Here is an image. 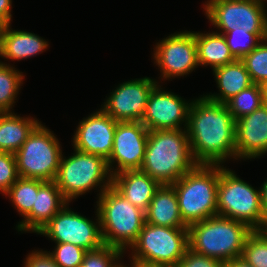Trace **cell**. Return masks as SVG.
Returning a JSON list of instances; mask_svg holds the SVG:
<instances>
[{"mask_svg":"<svg viewBox=\"0 0 267 267\" xmlns=\"http://www.w3.org/2000/svg\"><path fill=\"white\" fill-rule=\"evenodd\" d=\"M235 124L226 104L205 96L192 100L186 131L195 162L222 165L235 159Z\"/></svg>","mask_w":267,"mask_h":267,"instance_id":"cell-1","label":"cell"},{"mask_svg":"<svg viewBox=\"0 0 267 267\" xmlns=\"http://www.w3.org/2000/svg\"><path fill=\"white\" fill-rule=\"evenodd\" d=\"M196 165L186 129L149 131L142 172L161 185L173 184Z\"/></svg>","mask_w":267,"mask_h":267,"instance_id":"cell-2","label":"cell"},{"mask_svg":"<svg viewBox=\"0 0 267 267\" xmlns=\"http://www.w3.org/2000/svg\"><path fill=\"white\" fill-rule=\"evenodd\" d=\"M252 231L242 222L216 215L188 226V244L194 252L225 264L242 256Z\"/></svg>","mask_w":267,"mask_h":267,"instance_id":"cell-3","label":"cell"},{"mask_svg":"<svg viewBox=\"0 0 267 267\" xmlns=\"http://www.w3.org/2000/svg\"><path fill=\"white\" fill-rule=\"evenodd\" d=\"M96 203L104 245L124 252L138 238L145 224V211L134 206L112 185L98 196Z\"/></svg>","mask_w":267,"mask_h":267,"instance_id":"cell-4","label":"cell"},{"mask_svg":"<svg viewBox=\"0 0 267 267\" xmlns=\"http://www.w3.org/2000/svg\"><path fill=\"white\" fill-rule=\"evenodd\" d=\"M218 182L219 165L197 164L172 184L187 226L217 215Z\"/></svg>","mask_w":267,"mask_h":267,"instance_id":"cell-5","label":"cell"},{"mask_svg":"<svg viewBox=\"0 0 267 267\" xmlns=\"http://www.w3.org/2000/svg\"><path fill=\"white\" fill-rule=\"evenodd\" d=\"M217 215L246 224L252 230H264L261 189L256 190L234 171L219 165Z\"/></svg>","mask_w":267,"mask_h":267,"instance_id":"cell-6","label":"cell"},{"mask_svg":"<svg viewBox=\"0 0 267 267\" xmlns=\"http://www.w3.org/2000/svg\"><path fill=\"white\" fill-rule=\"evenodd\" d=\"M63 157L62 154L55 182L68 202L97 186L100 196L112 185V175L103 157L75 148L73 155Z\"/></svg>","mask_w":267,"mask_h":267,"instance_id":"cell-7","label":"cell"},{"mask_svg":"<svg viewBox=\"0 0 267 267\" xmlns=\"http://www.w3.org/2000/svg\"><path fill=\"white\" fill-rule=\"evenodd\" d=\"M60 145L40 122L15 153L19 177L55 181L62 156Z\"/></svg>","mask_w":267,"mask_h":267,"instance_id":"cell-8","label":"cell"},{"mask_svg":"<svg viewBox=\"0 0 267 267\" xmlns=\"http://www.w3.org/2000/svg\"><path fill=\"white\" fill-rule=\"evenodd\" d=\"M188 244V227H165L145 222L131 245V263H153L177 266Z\"/></svg>","mask_w":267,"mask_h":267,"instance_id":"cell-9","label":"cell"},{"mask_svg":"<svg viewBox=\"0 0 267 267\" xmlns=\"http://www.w3.org/2000/svg\"><path fill=\"white\" fill-rule=\"evenodd\" d=\"M267 0H208L207 18L220 32L243 28L248 33H267Z\"/></svg>","mask_w":267,"mask_h":267,"instance_id":"cell-10","label":"cell"},{"mask_svg":"<svg viewBox=\"0 0 267 267\" xmlns=\"http://www.w3.org/2000/svg\"><path fill=\"white\" fill-rule=\"evenodd\" d=\"M67 203L37 234L44 235L55 243H71L86 251L101 248L100 219L96 210V221L72 211Z\"/></svg>","mask_w":267,"mask_h":267,"instance_id":"cell-11","label":"cell"},{"mask_svg":"<svg viewBox=\"0 0 267 267\" xmlns=\"http://www.w3.org/2000/svg\"><path fill=\"white\" fill-rule=\"evenodd\" d=\"M153 59L165 80L189 74L199 66L195 32L185 30L163 38L156 43Z\"/></svg>","mask_w":267,"mask_h":267,"instance_id":"cell-12","label":"cell"},{"mask_svg":"<svg viewBox=\"0 0 267 267\" xmlns=\"http://www.w3.org/2000/svg\"><path fill=\"white\" fill-rule=\"evenodd\" d=\"M148 135L149 130L140 121L117 122L113 148L107 160L112 176L126 170L141 169ZM116 162L117 167L114 169L113 164Z\"/></svg>","mask_w":267,"mask_h":267,"instance_id":"cell-13","label":"cell"},{"mask_svg":"<svg viewBox=\"0 0 267 267\" xmlns=\"http://www.w3.org/2000/svg\"><path fill=\"white\" fill-rule=\"evenodd\" d=\"M157 83L149 77L125 81L111 92L101 109L118 122H141L149 94Z\"/></svg>","mask_w":267,"mask_h":267,"instance_id":"cell-14","label":"cell"},{"mask_svg":"<svg viewBox=\"0 0 267 267\" xmlns=\"http://www.w3.org/2000/svg\"><path fill=\"white\" fill-rule=\"evenodd\" d=\"M157 83L151 90L141 123L149 130L184 129L188 124L191 102H186L172 92L160 88Z\"/></svg>","mask_w":267,"mask_h":267,"instance_id":"cell-15","label":"cell"},{"mask_svg":"<svg viewBox=\"0 0 267 267\" xmlns=\"http://www.w3.org/2000/svg\"><path fill=\"white\" fill-rule=\"evenodd\" d=\"M117 122L100 108L80 121L74 133L73 148L101 156L107 161L113 148Z\"/></svg>","mask_w":267,"mask_h":267,"instance_id":"cell-16","label":"cell"},{"mask_svg":"<svg viewBox=\"0 0 267 267\" xmlns=\"http://www.w3.org/2000/svg\"><path fill=\"white\" fill-rule=\"evenodd\" d=\"M267 153V105L236 120L235 159H252ZM245 158V159H244Z\"/></svg>","mask_w":267,"mask_h":267,"instance_id":"cell-17","label":"cell"},{"mask_svg":"<svg viewBox=\"0 0 267 267\" xmlns=\"http://www.w3.org/2000/svg\"><path fill=\"white\" fill-rule=\"evenodd\" d=\"M67 203L55 181L38 180L35 203L16 228L38 233Z\"/></svg>","mask_w":267,"mask_h":267,"instance_id":"cell-18","label":"cell"},{"mask_svg":"<svg viewBox=\"0 0 267 267\" xmlns=\"http://www.w3.org/2000/svg\"><path fill=\"white\" fill-rule=\"evenodd\" d=\"M112 186L134 206L146 211L161 184L141 170H126L112 176Z\"/></svg>","mask_w":267,"mask_h":267,"instance_id":"cell-19","label":"cell"},{"mask_svg":"<svg viewBox=\"0 0 267 267\" xmlns=\"http://www.w3.org/2000/svg\"><path fill=\"white\" fill-rule=\"evenodd\" d=\"M145 222L165 227H188L182 220L172 184L161 185L145 211Z\"/></svg>","mask_w":267,"mask_h":267,"instance_id":"cell-20","label":"cell"},{"mask_svg":"<svg viewBox=\"0 0 267 267\" xmlns=\"http://www.w3.org/2000/svg\"><path fill=\"white\" fill-rule=\"evenodd\" d=\"M10 27V24L2 25L3 58L20 61L47 49L49 44L45 39L31 32L12 30Z\"/></svg>","mask_w":267,"mask_h":267,"instance_id":"cell-21","label":"cell"},{"mask_svg":"<svg viewBox=\"0 0 267 267\" xmlns=\"http://www.w3.org/2000/svg\"><path fill=\"white\" fill-rule=\"evenodd\" d=\"M213 74L220 93H210L204 96L214 102L225 104L233 96L253 84L244 63L239 59L215 68Z\"/></svg>","mask_w":267,"mask_h":267,"instance_id":"cell-22","label":"cell"},{"mask_svg":"<svg viewBox=\"0 0 267 267\" xmlns=\"http://www.w3.org/2000/svg\"><path fill=\"white\" fill-rule=\"evenodd\" d=\"M40 122L14 112L0 113V151L16 153Z\"/></svg>","mask_w":267,"mask_h":267,"instance_id":"cell-23","label":"cell"},{"mask_svg":"<svg viewBox=\"0 0 267 267\" xmlns=\"http://www.w3.org/2000/svg\"><path fill=\"white\" fill-rule=\"evenodd\" d=\"M199 66L217 67L232 63L237 59L232 55L223 34L216 32H195Z\"/></svg>","mask_w":267,"mask_h":267,"instance_id":"cell-24","label":"cell"},{"mask_svg":"<svg viewBox=\"0 0 267 267\" xmlns=\"http://www.w3.org/2000/svg\"><path fill=\"white\" fill-rule=\"evenodd\" d=\"M22 73L10 64H0V113L12 112L25 77Z\"/></svg>","mask_w":267,"mask_h":267,"instance_id":"cell-25","label":"cell"},{"mask_svg":"<svg viewBox=\"0 0 267 267\" xmlns=\"http://www.w3.org/2000/svg\"><path fill=\"white\" fill-rule=\"evenodd\" d=\"M235 121L257 110L263 102V91L259 84H252L233 96L226 103Z\"/></svg>","mask_w":267,"mask_h":267,"instance_id":"cell-26","label":"cell"},{"mask_svg":"<svg viewBox=\"0 0 267 267\" xmlns=\"http://www.w3.org/2000/svg\"><path fill=\"white\" fill-rule=\"evenodd\" d=\"M38 193V179L19 177L5 194L19 214L25 217L32 209Z\"/></svg>","mask_w":267,"mask_h":267,"instance_id":"cell-27","label":"cell"},{"mask_svg":"<svg viewBox=\"0 0 267 267\" xmlns=\"http://www.w3.org/2000/svg\"><path fill=\"white\" fill-rule=\"evenodd\" d=\"M223 34L232 55L241 59L250 53L262 40L267 39V33H248L243 28H236Z\"/></svg>","mask_w":267,"mask_h":267,"instance_id":"cell-28","label":"cell"},{"mask_svg":"<svg viewBox=\"0 0 267 267\" xmlns=\"http://www.w3.org/2000/svg\"><path fill=\"white\" fill-rule=\"evenodd\" d=\"M243 258L253 267H267V232L253 230L246 238Z\"/></svg>","mask_w":267,"mask_h":267,"instance_id":"cell-29","label":"cell"},{"mask_svg":"<svg viewBox=\"0 0 267 267\" xmlns=\"http://www.w3.org/2000/svg\"><path fill=\"white\" fill-rule=\"evenodd\" d=\"M240 60L249 72L252 83L262 85L267 81V39L262 40Z\"/></svg>","mask_w":267,"mask_h":267,"instance_id":"cell-30","label":"cell"},{"mask_svg":"<svg viewBox=\"0 0 267 267\" xmlns=\"http://www.w3.org/2000/svg\"><path fill=\"white\" fill-rule=\"evenodd\" d=\"M124 252L116 247L103 245L94 251H87L80 267H120L119 263Z\"/></svg>","mask_w":267,"mask_h":267,"instance_id":"cell-31","label":"cell"},{"mask_svg":"<svg viewBox=\"0 0 267 267\" xmlns=\"http://www.w3.org/2000/svg\"><path fill=\"white\" fill-rule=\"evenodd\" d=\"M87 251L71 243H56L55 250L47 253L59 267H80Z\"/></svg>","mask_w":267,"mask_h":267,"instance_id":"cell-32","label":"cell"},{"mask_svg":"<svg viewBox=\"0 0 267 267\" xmlns=\"http://www.w3.org/2000/svg\"><path fill=\"white\" fill-rule=\"evenodd\" d=\"M18 178L15 154L0 151V192L5 195Z\"/></svg>","mask_w":267,"mask_h":267,"instance_id":"cell-33","label":"cell"},{"mask_svg":"<svg viewBox=\"0 0 267 267\" xmlns=\"http://www.w3.org/2000/svg\"><path fill=\"white\" fill-rule=\"evenodd\" d=\"M176 267H224V264L217 259L194 252L188 247Z\"/></svg>","mask_w":267,"mask_h":267,"instance_id":"cell-34","label":"cell"},{"mask_svg":"<svg viewBox=\"0 0 267 267\" xmlns=\"http://www.w3.org/2000/svg\"><path fill=\"white\" fill-rule=\"evenodd\" d=\"M24 267H59L47 251H32L24 262Z\"/></svg>","mask_w":267,"mask_h":267,"instance_id":"cell-35","label":"cell"},{"mask_svg":"<svg viewBox=\"0 0 267 267\" xmlns=\"http://www.w3.org/2000/svg\"><path fill=\"white\" fill-rule=\"evenodd\" d=\"M12 0H0V25L10 24Z\"/></svg>","mask_w":267,"mask_h":267,"instance_id":"cell-36","label":"cell"},{"mask_svg":"<svg viewBox=\"0 0 267 267\" xmlns=\"http://www.w3.org/2000/svg\"><path fill=\"white\" fill-rule=\"evenodd\" d=\"M261 189V200H262V209L264 212V217L267 220V179L260 187Z\"/></svg>","mask_w":267,"mask_h":267,"instance_id":"cell-37","label":"cell"},{"mask_svg":"<svg viewBox=\"0 0 267 267\" xmlns=\"http://www.w3.org/2000/svg\"><path fill=\"white\" fill-rule=\"evenodd\" d=\"M224 267H253L243 258H236L224 264Z\"/></svg>","mask_w":267,"mask_h":267,"instance_id":"cell-38","label":"cell"},{"mask_svg":"<svg viewBox=\"0 0 267 267\" xmlns=\"http://www.w3.org/2000/svg\"><path fill=\"white\" fill-rule=\"evenodd\" d=\"M133 267H175L167 264H153V263H131Z\"/></svg>","mask_w":267,"mask_h":267,"instance_id":"cell-39","label":"cell"},{"mask_svg":"<svg viewBox=\"0 0 267 267\" xmlns=\"http://www.w3.org/2000/svg\"><path fill=\"white\" fill-rule=\"evenodd\" d=\"M262 91H263V102L267 105V81L264 82L262 85Z\"/></svg>","mask_w":267,"mask_h":267,"instance_id":"cell-40","label":"cell"},{"mask_svg":"<svg viewBox=\"0 0 267 267\" xmlns=\"http://www.w3.org/2000/svg\"><path fill=\"white\" fill-rule=\"evenodd\" d=\"M0 57H2V25H0ZM3 62L0 61V64Z\"/></svg>","mask_w":267,"mask_h":267,"instance_id":"cell-41","label":"cell"},{"mask_svg":"<svg viewBox=\"0 0 267 267\" xmlns=\"http://www.w3.org/2000/svg\"><path fill=\"white\" fill-rule=\"evenodd\" d=\"M120 267H128V266H124L123 264ZM130 267H133L132 265Z\"/></svg>","mask_w":267,"mask_h":267,"instance_id":"cell-42","label":"cell"}]
</instances>
